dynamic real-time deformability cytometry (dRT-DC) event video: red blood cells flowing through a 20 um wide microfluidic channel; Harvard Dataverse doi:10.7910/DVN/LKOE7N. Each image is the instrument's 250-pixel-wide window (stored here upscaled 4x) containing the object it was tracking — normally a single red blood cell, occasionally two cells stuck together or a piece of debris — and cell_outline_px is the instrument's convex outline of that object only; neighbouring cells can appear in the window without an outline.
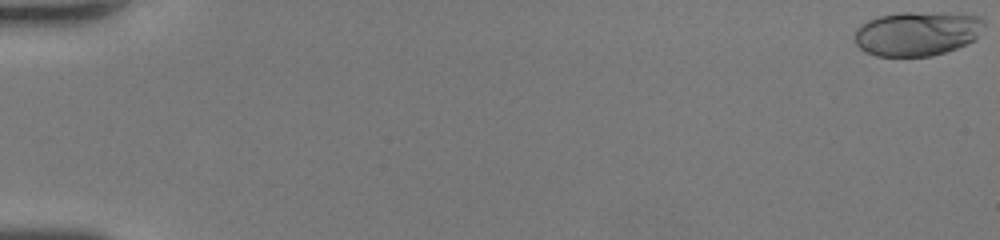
{"species": "human", "species_latin": "Homo sapiens", "temperature_condition": "room temperature", "stored_images_in_passage": 52, "camera_frame_rate_fps": 3000, "um_per_image_px": 0.085, "donor": {"sex": "female"}, "frame": {"image": 1, "passage_image": 1, "time_ms": 0.0, "image_size_px": [1000, 240], "cell_outline_px": [[984, 24], [976, 40], [956, 48], [932, 56], [876, 56], [864, 52], [856, 44], [856, 28], [860, 24], [868, 20], [880, 16], [904, 12], [944, 12], [980, 16], [984, 20]], "centroid_in_image_um": [77.97, 2.84], "position_along_channel_um": 7.0, "area_um2": 33.7}}
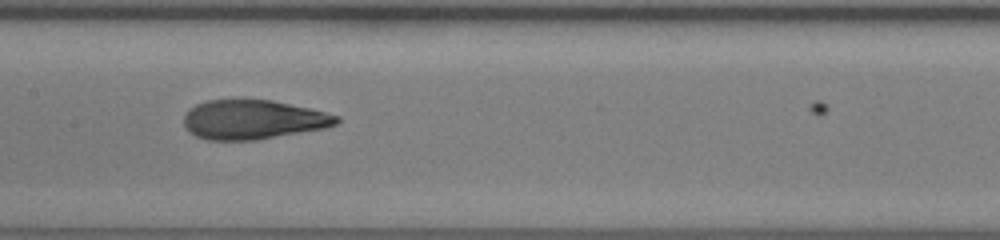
{"frame": {"image": 2, "passage_image": 29, "time_ms": 9.333, "image_size_px": [1000, 240], "cell_outline_px": [[340, 120], [336, 124], [324, 128], [256, 140], [208, 140], [196, 136], [188, 132], [184, 124], [184, 116], [196, 104], [204, 100], [272, 100], [308, 108], [340, 116]], "centroid_in_image_um": [21.49, 10.17], "position_along_channel_um": 185.9, "area_um2": 34.74}}
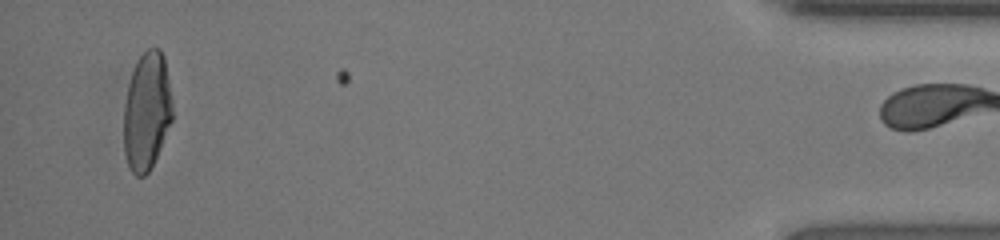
{"frame": {"image": 3, "passage_image": 51, "time_ms": 16.667, "image_size_px": [1000, 240], "cell_outline_px": [[172, 120], [160, 148], [148, 172], [144, 176], [136, 176], [132, 172], [128, 164], [124, 152], [124, 104], [128, 84], [136, 60], [148, 48], [160, 48], [164, 56], [172, 100]], "centroid_in_image_um": [12.47, 9.43], "position_along_channel_um": 422.7, "area_um2": 33.41}, "authors_computed_cell_mechanics": {"area_um2": 34.4199, "velocity_mm_per_s": 4.2565, "shape_relaxation_time_tau1_ms": 4.8937, "shape_relaxation_time_tau2_ms": 0.907, "deformation_change_tau1": 0.2471, "deformation_change_tau2": 0.0818}}